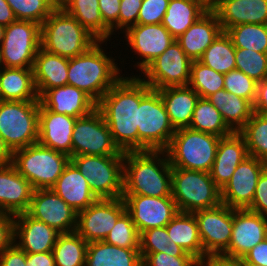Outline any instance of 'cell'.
Wrapping results in <instances>:
<instances>
[{
	"label": "cell",
	"instance_id": "obj_1",
	"mask_svg": "<svg viewBox=\"0 0 267 266\" xmlns=\"http://www.w3.org/2000/svg\"><path fill=\"white\" fill-rule=\"evenodd\" d=\"M122 77L97 103L114 143L123 151H138V108L141 78L138 74ZM128 75V77H127Z\"/></svg>",
	"mask_w": 267,
	"mask_h": 266
},
{
	"label": "cell",
	"instance_id": "obj_2",
	"mask_svg": "<svg viewBox=\"0 0 267 266\" xmlns=\"http://www.w3.org/2000/svg\"><path fill=\"white\" fill-rule=\"evenodd\" d=\"M123 195L172 196V167L167 152H125Z\"/></svg>",
	"mask_w": 267,
	"mask_h": 266
},
{
	"label": "cell",
	"instance_id": "obj_3",
	"mask_svg": "<svg viewBox=\"0 0 267 266\" xmlns=\"http://www.w3.org/2000/svg\"><path fill=\"white\" fill-rule=\"evenodd\" d=\"M107 42L97 41L85 53L69 59L68 85L83 90L96 103L123 77L116 59L102 47Z\"/></svg>",
	"mask_w": 267,
	"mask_h": 266
},
{
	"label": "cell",
	"instance_id": "obj_4",
	"mask_svg": "<svg viewBox=\"0 0 267 266\" xmlns=\"http://www.w3.org/2000/svg\"><path fill=\"white\" fill-rule=\"evenodd\" d=\"M40 41L42 49L70 59L98 40L64 9H55L41 25Z\"/></svg>",
	"mask_w": 267,
	"mask_h": 266
},
{
	"label": "cell",
	"instance_id": "obj_5",
	"mask_svg": "<svg viewBox=\"0 0 267 266\" xmlns=\"http://www.w3.org/2000/svg\"><path fill=\"white\" fill-rule=\"evenodd\" d=\"M160 93L141 79L138 108V151L166 150L175 134Z\"/></svg>",
	"mask_w": 267,
	"mask_h": 266
},
{
	"label": "cell",
	"instance_id": "obj_6",
	"mask_svg": "<svg viewBox=\"0 0 267 266\" xmlns=\"http://www.w3.org/2000/svg\"><path fill=\"white\" fill-rule=\"evenodd\" d=\"M220 138L189 127L176 130L165 150L171 167L210 173Z\"/></svg>",
	"mask_w": 267,
	"mask_h": 266
},
{
	"label": "cell",
	"instance_id": "obj_7",
	"mask_svg": "<svg viewBox=\"0 0 267 266\" xmlns=\"http://www.w3.org/2000/svg\"><path fill=\"white\" fill-rule=\"evenodd\" d=\"M69 161L68 155L39 143L16 150L12 155V164L34 190L51 189Z\"/></svg>",
	"mask_w": 267,
	"mask_h": 266
},
{
	"label": "cell",
	"instance_id": "obj_8",
	"mask_svg": "<svg viewBox=\"0 0 267 266\" xmlns=\"http://www.w3.org/2000/svg\"><path fill=\"white\" fill-rule=\"evenodd\" d=\"M172 198L179 212L195 211L219 206L221 189L210 173L172 167Z\"/></svg>",
	"mask_w": 267,
	"mask_h": 266
},
{
	"label": "cell",
	"instance_id": "obj_9",
	"mask_svg": "<svg viewBox=\"0 0 267 266\" xmlns=\"http://www.w3.org/2000/svg\"><path fill=\"white\" fill-rule=\"evenodd\" d=\"M40 101H1L0 136L13 153L38 143Z\"/></svg>",
	"mask_w": 267,
	"mask_h": 266
},
{
	"label": "cell",
	"instance_id": "obj_10",
	"mask_svg": "<svg viewBox=\"0 0 267 266\" xmlns=\"http://www.w3.org/2000/svg\"><path fill=\"white\" fill-rule=\"evenodd\" d=\"M98 199L123 197L124 155H79L70 158Z\"/></svg>",
	"mask_w": 267,
	"mask_h": 266
},
{
	"label": "cell",
	"instance_id": "obj_11",
	"mask_svg": "<svg viewBox=\"0 0 267 266\" xmlns=\"http://www.w3.org/2000/svg\"><path fill=\"white\" fill-rule=\"evenodd\" d=\"M40 37L41 25L33 21L16 20L6 26L0 45L2 66L33 68Z\"/></svg>",
	"mask_w": 267,
	"mask_h": 266
},
{
	"label": "cell",
	"instance_id": "obj_12",
	"mask_svg": "<svg viewBox=\"0 0 267 266\" xmlns=\"http://www.w3.org/2000/svg\"><path fill=\"white\" fill-rule=\"evenodd\" d=\"M79 155H125L114 143L107 123L98 108L77 118L72 134V157Z\"/></svg>",
	"mask_w": 267,
	"mask_h": 266
},
{
	"label": "cell",
	"instance_id": "obj_13",
	"mask_svg": "<svg viewBox=\"0 0 267 266\" xmlns=\"http://www.w3.org/2000/svg\"><path fill=\"white\" fill-rule=\"evenodd\" d=\"M192 62L180 44L174 41L139 73V77L156 90L166 87L188 86Z\"/></svg>",
	"mask_w": 267,
	"mask_h": 266
},
{
	"label": "cell",
	"instance_id": "obj_14",
	"mask_svg": "<svg viewBox=\"0 0 267 266\" xmlns=\"http://www.w3.org/2000/svg\"><path fill=\"white\" fill-rule=\"evenodd\" d=\"M127 211L123 198L98 199L77 213L76 232L87 242L104 241Z\"/></svg>",
	"mask_w": 267,
	"mask_h": 266
},
{
	"label": "cell",
	"instance_id": "obj_15",
	"mask_svg": "<svg viewBox=\"0 0 267 266\" xmlns=\"http://www.w3.org/2000/svg\"><path fill=\"white\" fill-rule=\"evenodd\" d=\"M198 232L206 254H224L229 247L233 228V208L225 204L195 211Z\"/></svg>",
	"mask_w": 267,
	"mask_h": 266
},
{
	"label": "cell",
	"instance_id": "obj_16",
	"mask_svg": "<svg viewBox=\"0 0 267 266\" xmlns=\"http://www.w3.org/2000/svg\"><path fill=\"white\" fill-rule=\"evenodd\" d=\"M122 198L139 234L152 228L165 227L179 212L172 196L123 195Z\"/></svg>",
	"mask_w": 267,
	"mask_h": 266
},
{
	"label": "cell",
	"instance_id": "obj_17",
	"mask_svg": "<svg viewBox=\"0 0 267 266\" xmlns=\"http://www.w3.org/2000/svg\"><path fill=\"white\" fill-rule=\"evenodd\" d=\"M26 213L59 233L76 231L77 212L52 189H36Z\"/></svg>",
	"mask_w": 267,
	"mask_h": 266
},
{
	"label": "cell",
	"instance_id": "obj_18",
	"mask_svg": "<svg viewBox=\"0 0 267 266\" xmlns=\"http://www.w3.org/2000/svg\"><path fill=\"white\" fill-rule=\"evenodd\" d=\"M127 47L130 46L139 62L133 67L142 72L160 56L176 39L162 24H136L123 33ZM142 60V61H141Z\"/></svg>",
	"mask_w": 267,
	"mask_h": 266
},
{
	"label": "cell",
	"instance_id": "obj_19",
	"mask_svg": "<svg viewBox=\"0 0 267 266\" xmlns=\"http://www.w3.org/2000/svg\"><path fill=\"white\" fill-rule=\"evenodd\" d=\"M267 162L248 156L221 189V202L233 209H247L253 201L255 188Z\"/></svg>",
	"mask_w": 267,
	"mask_h": 266
},
{
	"label": "cell",
	"instance_id": "obj_20",
	"mask_svg": "<svg viewBox=\"0 0 267 266\" xmlns=\"http://www.w3.org/2000/svg\"><path fill=\"white\" fill-rule=\"evenodd\" d=\"M267 217L248 209H233V228L228 256L242 259L266 237Z\"/></svg>",
	"mask_w": 267,
	"mask_h": 266
},
{
	"label": "cell",
	"instance_id": "obj_21",
	"mask_svg": "<svg viewBox=\"0 0 267 266\" xmlns=\"http://www.w3.org/2000/svg\"><path fill=\"white\" fill-rule=\"evenodd\" d=\"M59 233L26 212L14 215V243L26 253L53 251ZM18 239V241H17Z\"/></svg>",
	"mask_w": 267,
	"mask_h": 266
},
{
	"label": "cell",
	"instance_id": "obj_22",
	"mask_svg": "<svg viewBox=\"0 0 267 266\" xmlns=\"http://www.w3.org/2000/svg\"><path fill=\"white\" fill-rule=\"evenodd\" d=\"M77 118L39 108L38 143L72 157V134Z\"/></svg>",
	"mask_w": 267,
	"mask_h": 266
},
{
	"label": "cell",
	"instance_id": "obj_23",
	"mask_svg": "<svg viewBox=\"0 0 267 266\" xmlns=\"http://www.w3.org/2000/svg\"><path fill=\"white\" fill-rule=\"evenodd\" d=\"M34 188L11 163L0 167V211L16 215L29 208Z\"/></svg>",
	"mask_w": 267,
	"mask_h": 266
},
{
	"label": "cell",
	"instance_id": "obj_24",
	"mask_svg": "<svg viewBox=\"0 0 267 266\" xmlns=\"http://www.w3.org/2000/svg\"><path fill=\"white\" fill-rule=\"evenodd\" d=\"M39 101L54 113L74 118L86 116L97 108V103L83 90L68 84L46 90Z\"/></svg>",
	"mask_w": 267,
	"mask_h": 266
},
{
	"label": "cell",
	"instance_id": "obj_25",
	"mask_svg": "<svg viewBox=\"0 0 267 266\" xmlns=\"http://www.w3.org/2000/svg\"><path fill=\"white\" fill-rule=\"evenodd\" d=\"M249 156L243 136L239 132L221 137L210 171L215 184L222 189L231 179L237 166Z\"/></svg>",
	"mask_w": 267,
	"mask_h": 266
},
{
	"label": "cell",
	"instance_id": "obj_26",
	"mask_svg": "<svg viewBox=\"0 0 267 266\" xmlns=\"http://www.w3.org/2000/svg\"><path fill=\"white\" fill-rule=\"evenodd\" d=\"M223 32L218 16L214 11H207L192 24L176 41L185 54L192 60H199L204 51Z\"/></svg>",
	"mask_w": 267,
	"mask_h": 266
},
{
	"label": "cell",
	"instance_id": "obj_27",
	"mask_svg": "<svg viewBox=\"0 0 267 266\" xmlns=\"http://www.w3.org/2000/svg\"><path fill=\"white\" fill-rule=\"evenodd\" d=\"M214 12L223 31L239 24H267V0H219Z\"/></svg>",
	"mask_w": 267,
	"mask_h": 266
},
{
	"label": "cell",
	"instance_id": "obj_28",
	"mask_svg": "<svg viewBox=\"0 0 267 266\" xmlns=\"http://www.w3.org/2000/svg\"><path fill=\"white\" fill-rule=\"evenodd\" d=\"M51 189L77 213L98 200L91 191L87 179L71 161Z\"/></svg>",
	"mask_w": 267,
	"mask_h": 266
},
{
	"label": "cell",
	"instance_id": "obj_29",
	"mask_svg": "<svg viewBox=\"0 0 267 266\" xmlns=\"http://www.w3.org/2000/svg\"><path fill=\"white\" fill-rule=\"evenodd\" d=\"M69 59L40 47L36 54L33 76L38 97L46 90L68 84Z\"/></svg>",
	"mask_w": 267,
	"mask_h": 266
},
{
	"label": "cell",
	"instance_id": "obj_30",
	"mask_svg": "<svg viewBox=\"0 0 267 266\" xmlns=\"http://www.w3.org/2000/svg\"><path fill=\"white\" fill-rule=\"evenodd\" d=\"M158 91L174 129L188 128L200 96L190 86L166 87Z\"/></svg>",
	"mask_w": 267,
	"mask_h": 266
},
{
	"label": "cell",
	"instance_id": "obj_31",
	"mask_svg": "<svg viewBox=\"0 0 267 266\" xmlns=\"http://www.w3.org/2000/svg\"><path fill=\"white\" fill-rule=\"evenodd\" d=\"M1 101H39L33 68H0Z\"/></svg>",
	"mask_w": 267,
	"mask_h": 266
},
{
	"label": "cell",
	"instance_id": "obj_32",
	"mask_svg": "<svg viewBox=\"0 0 267 266\" xmlns=\"http://www.w3.org/2000/svg\"><path fill=\"white\" fill-rule=\"evenodd\" d=\"M85 266H143L139 248H121L105 241L88 243Z\"/></svg>",
	"mask_w": 267,
	"mask_h": 266
},
{
	"label": "cell",
	"instance_id": "obj_33",
	"mask_svg": "<svg viewBox=\"0 0 267 266\" xmlns=\"http://www.w3.org/2000/svg\"><path fill=\"white\" fill-rule=\"evenodd\" d=\"M207 99L221 113L226 125L233 131L239 132L254 113L253 104L225 89L218 90Z\"/></svg>",
	"mask_w": 267,
	"mask_h": 266
},
{
	"label": "cell",
	"instance_id": "obj_34",
	"mask_svg": "<svg viewBox=\"0 0 267 266\" xmlns=\"http://www.w3.org/2000/svg\"><path fill=\"white\" fill-rule=\"evenodd\" d=\"M168 236L198 261L204 250L198 232V224L193 213L178 212L166 225Z\"/></svg>",
	"mask_w": 267,
	"mask_h": 266
},
{
	"label": "cell",
	"instance_id": "obj_35",
	"mask_svg": "<svg viewBox=\"0 0 267 266\" xmlns=\"http://www.w3.org/2000/svg\"><path fill=\"white\" fill-rule=\"evenodd\" d=\"M63 9L98 41L110 44V28L103 22L98 0H69Z\"/></svg>",
	"mask_w": 267,
	"mask_h": 266
},
{
	"label": "cell",
	"instance_id": "obj_36",
	"mask_svg": "<svg viewBox=\"0 0 267 266\" xmlns=\"http://www.w3.org/2000/svg\"><path fill=\"white\" fill-rule=\"evenodd\" d=\"M206 12L204 7L192 0H169L162 25L176 39Z\"/></svg>",
	"mask_w": 267,
	"mask_h": 266
},
{
	"label": "cell",
	"instance_id": "obj_37",
	"mask_svg": "<svg viewBox=\"0 0 267 266\" xmlns=\"http://www.w3.org/2000/svg\"><path fill=\"white\" fill-rule=\"evenodd\" d=\"M88 243L75 231L62 233L53 247L55 266H85Z\"/></svg>",
	"mask_w": 267,
	"mask_h": 266
},
{
	"label": "cell",
	"instance_id": "obj_38",
	"mask_svg": "<svg viewBox=\"0 0 267 266\" xmlns=\"http://www.w3.org/2000/svg\"><path fill=\"white\" fill-rule=\"evenodd\" d=\"M235 50L231 38L223 31L204 51L199 61L219 73L226 74L236 69Z\"/></svg>",
	"mask_w": 267,
	"mask_h": 266
},
{
	"label": "cell",
	"instance_id": "obj_39",
	"mask_svg": "<svg viewBox=\"0 0 267 266\" xmlns=\"http://www.w3.org/2000/svg\"><path fill=\"white\" fill-rule=\"evenodd\" d=\"M189 128L225 137L233 133L226 125L221 113L207 99L200 97L193 112Z\"/></svg>",
	"mask_w": 267,
	"mask_h": 266
},
{
	"label": "cell",
	"instance_id": "obj_40",
	"mask_svg": "<svg viewBox=\"0 0 267 266\" xmlns=\"http://www.w3.org/2000/svg\"><path fill=\"white\" fill-rule=\"evenodd\" d=\"M225 32L235 48L267 53V24H239Z\"/></svg>",
	"mask_w": 267,
	"mask_h": 266
},
{
	"label": "cell",
	"instance_id": "obj_41",
	"mask_svg": "<svg viewBox=\"0 0 267 266\" xmlns=\"http://www.w3.org/2000/svg\"><path fill=\"white\" fill-rule=\"evenodd\" d=\"M239 133L245 140L249 156L267 162V117L254 112Z\"/></svg>",
	"mask_w": 267,
	"mask_h": 266
},
{
	"label": "cell",
	"instance_id": "obj_42",
	"mask_svg": "<svg viewBox=\"0 0 267 266\" xmlns=\"http://www.w3.org/2000/svg\"><path fill=\"white\" fill-rule=\"evenodd\" d=\"M188 86L200 97L207 98L218 90L224 89V74L195 60L191 64Z\"/></svg>",
	"mask_w": 267,
	"mask_h": 266
},
{
	"label": "cell",
	"instance_id": "obj_43",
	"mask_svg": "<svg viewBox=\"0 0 267 266\" xmlns=\"http://www.w3.org/2000/svg\"><path fill=\"white\" fill-rule=\"evenodd\" d=\"M140 253H158L165 252L171 256H192L185 249L177 245L168 236L165 227H158L146 230L140 233L139 239Z\"/></svg>",
	"mask_w": 267,
	"mask_h": 266
},
{
	"label": "cell",
	"instance_id": "obj_44",
	"mask_svg": "<svg viewBox=\"0 0 267 266\" xmlns=\"http://www.w3.org/2000/svg\"><path fill=\"white\" fill-rule=\"evenodd\" d=\"M235 63L236 70L242 71L257 83L267 78V53L236 48Z\"/></svg>",
	"mask_w": 267,
	"mask_h": 266
},
{
	"label": "cell",
	"instance_id": "obj_45",
	"mask_svg": "<svg viewBox=\"0 0 267 266\" xmlns=\"http://www.w3.org/2000/svg\"><path fill=\"white\" fill-rule=\"evenodd\" d=\"M16 20L33 21L42 25L55 10L47 0H6Z\"/></svg>",
	"mask_w": 267,
	"mask_h": 266
},
{
	"label": "cell",
	"instance_id": "obj_46",
	"mask_svg": "<svg viewBox=\"0 0 267 266\" xmlns=\"http://www.w3.org/2000/svg\"><path fill=\"white\" fill-rule=\"evenodd\" d=\"M140 234L126 211L110 230L105 242L121 248H139Z\"/></svg>",
	"mask_w": 267,
	"mask_h": 266
},
{
	"label": "cell",
	"instance_id": "obj_47",
	"mask_svg": "<svg viewBox=\"0 0 267 266\" xmlns=\"http://www.w3.org/2000/svg\"><path fill=\"white\" fill-rule=\"evenodd\" d=\"M224 89L229 93L240 96L254 104L256 99L257 82L242 71L235 69L224 74Z\"/></svg>",
	"mask_w": 267,
	"mask_h": 266
},
{
	"label": "cell",
	"instance_id": "obj_48",
	"mask_svg": "<svg viewBox=\"0 0 267 266\" xmlns=\"http://www.w3.org/2000/svg\"><path fill=\"white\" fill-rule=\"evenodd\" d=\"M169 0H143L137 24H162Z\"/></svg>",
	"mask_w": 267,
	"mask_h": 266
},
{
	"label": "cell",
	"instance_id": "obj_49",
	"mask_svg": "<svg viewBox=\"0 0 267 266\" xmlns=\"http://www.w3.org/2000/svg\"><path fill=\"white\" fill-rule=\"evenodd\" d=\"M140 254L143 266H198V260L193 256H171L165 252Z\"/></svg>",
	"mask_w": 267,
	"mask_h": 266
},
{
	"label": "cell",
	"instance_id": "obj_50",
	"mask_svg": "<svg viewBox=\"0 0 267 266\" xmlns=\"http://www.w3.org/2000/svg\"><path fill=\"white\" fill-rule=\"evenodd\" d=\"M143 0H121L118 16V32L125 33L130 27L137 24L139 10Z\"/></svg>",
	"mask_w": 267,
	"mask_h": 266
},
{
	"label": "cell",
	"instance_id": "obj_51",
	"mask_svg": "<svg viewBox=\"0 0 267 266\" xmlns=\"http://www.w3.org/2000/svg\"><path fill=\"white\" fill-rule=\"evenodd\" d=\"M121 0H98L103 22L110 28V38L118 31V16Z\"/></svg>",
	"mask_w": 267,
	"mask_h": 266
},
{
	"label": "cell",
	"instance_id": "obj_52",
	"mask_svg": "<svg viewBox=\"0 0 267 266\" xmlns=\"http://www.w3.org/2000/svg\"><path fill=\"white\" fill-rule=\"evenodd\" d=\"M248 210L267 217V168L260 175Z\"/></svg>",
	"mask_w": 267,
	"mask_h": 266
},
{
	"label": "cell",
	"instance_id": "obj_53",
	"mask_svg": "<svg viewBox=\"0 0 267 266\" xmlns=\"http://www.w3.org/2000/svg\"><path fill=\"white\" fill-rule=\"evenodd\" d=\"M14 215L0 211V254L14 241Z\"/></svg>",
	"mask_w": 267,
	"mask_h": 266
},
{
	"label": "cell",
	"instance_id": "obj_54",
	"mask_svg": "<svg viewBox=\"0 0 267 266\" xmlns=\"http://www.w3.org/2000/svg\"><path fill=\"white\" fill-rule=\"evenodd\" d=\"M244 266H267L266 238L248 251L242 258Z\"/></svg>",
	"mask_w": 267,
	"mask_h": 266
},
{
	"label": "cell",
	"instance_id": "obj_55",
	"mask_svg": "<svg viewBox=\"0 0 267 266\" xmlns=\"http://www.w3.org/2000/svg\"><path fill=\"white\" fill-rule=\"evenodd\" d=\"M0 266H26V252L13 242L0 254Z\"/></svg>",
	"mask_w": 267,
	"mask_h": 266
},
{
	"label": "cell",
	"instance_id": "obj_56",
	"mask_svg": "<svg viewBox=\"0 0 267 266\" xmlns=\"http://www.w3.org/2000/svg\"><path fill=\"white\" fill-rule=\"evenodd\" d=\"M198 266H244L242 259L225 254H206L198 261Z\"/></svg>",
	"mask_w": 267,
	"mask_h": 266
},
{
	"label": "cell",
	"instance_id": "obj_57",
	"mask_svg": "<svg viewBox=\"0 0 267 266\" xmlns=\"http://www.w3.org/2000/svg\"><path fill=\"white\" fill-rule=\"evenodd\" d=\"M253 108L255 113L267 117V78L257 83L256 99Z\"/></svg>",
	"mask_w": 267,
	"mask_h": 266
},
{
	"label": "cell",
	"instance_id": "obj_58",
	"mask_svg": "<svg viewBox=\"0 0 267 266\" xmlns=\"http://www.w3.org/2000/svg\"><path fill=\"white\" fill-rule=\"evenodd\" d=\"M26 266H55L53 252L26 253Z\"/></svg>",
	"mask_w": 267,
	"mask_h": 266
},
{
	"label": "cell",
	"instance_id": "obj_59",
	"mask_svg": "<svg viewBox=\"0 0 267 266\" xmlns=\"http://www.w3.org/2000/svg\"><path fill=\"white\" fill-rule=\"evenodd\" d=\"M16 21L12 8L6 0H0V25L6 27Z\"/></svg>",
	"mask_w": 267,
	"mask_h": 266
},
{
	"label": "cell",
	"instance_id": "obj_60",
	"mask_svg": "<svg viewBox=\"0 0 267 266\" xmlns=\"http://www.w3.org/2000/svg\"><path fill=\"white\" fill-rule=\"evenodd\" d=\"M13 153L3 142L2 137L0 136V167L6 166L12 163Z\"/></svg>",
	"mask_w": 267,
	"mask_h": 266
},
{
	"label": "cell",
	"instance_id": "obj_61",
	"mask_svg": "<svg viewBox=\"0 0 267 266\" xmlns=\"http://www.w3.org/2000/svg\"><path fill=\"white\" fill-rule=\"evenodd\" d=\"M199 3L207 11H214L219 0H192Z\"/></svg>",
	"mask_w": 267,
	"mask_h": 266
},
{
	"label": "cell",
	"instance_id": "obj_62",
	"mask_svg": "<svg viewBox=\"0 0 267 266\" xmlns=\"http://www.w3.org/2000/svg\"><path fill=\"white\" fill-rule=\"evenodd\" d=\"M54 9H63L69 0H47Z\"/></svg>",
	"mask_w": 267,
	"mask_h": 266
},
{
	"label": "cell",
	"instance_id": "obj_63",
	"mask_svg": "<svg viewBox=\"0 0 267 266\" xmlns=\"http://www.w3.org/2000/svg\"><path fill=\"white\" fill-rule=\"evenodd\" d=\"M4 33H5V27L0 25V45H1L2 41H3Z\"/></svg>",
	"mask_w": 267,
	"mask_h": 266
},
{
	"label": "cell",
	"instance_id": "obj_64",
	"mask_svg": "<svg viewBox=\"0 0 267 266\" xmlns=\"http://www.w3.org/2000/svg\"><path fill=\"white\" fill-rule=\"evenodd\" d=\"M3 67L2 66V58H1V48H0V68Z\"/></svg>",
	"mask_w": 267,
	"mask_h": 266
}]
</instances>
